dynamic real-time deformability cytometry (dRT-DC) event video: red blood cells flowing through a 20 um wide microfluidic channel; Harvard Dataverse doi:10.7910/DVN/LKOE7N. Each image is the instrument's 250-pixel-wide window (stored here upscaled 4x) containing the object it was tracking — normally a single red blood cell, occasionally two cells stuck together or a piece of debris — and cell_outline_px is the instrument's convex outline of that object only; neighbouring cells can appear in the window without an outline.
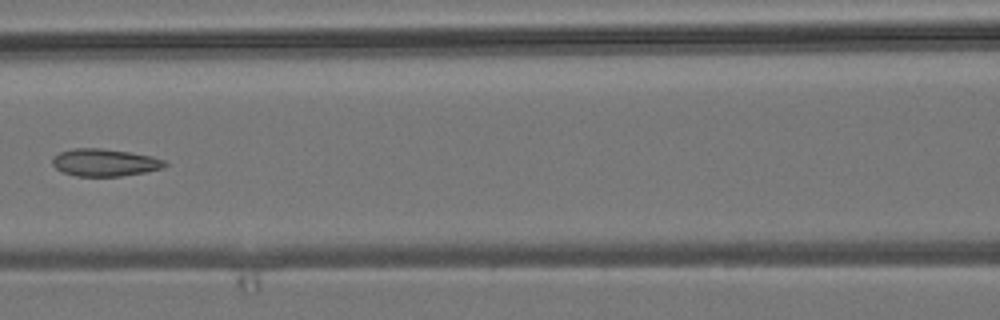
{"species": "common noctule bat (a hibernating species)", "species_latin": "Nyctalus noctula", "temperature_condition": "room temperature", "stored_images_in_passage": 6, "camera_frame_rate_fps": 3000, "um_per_image_px": 0.085, "animal": {"sex": "male", "body_mass_g": 19.2, "forearm_length_mm": 51.8}, "frame": {"image": 1, "passage_image": 6, "time_ms": 7.333, "image_size_px": [1000, 320], "cell_outline_px": [[168, 164], [164, 168], [144, 172], [120, 176], [76, 176], [64, 172], [56, 168], [52, 164], [52, 156], [60, 152], [72, 148], [100, 148], [128, 152], [152, 156], [164, 160]], "centroid_in_image_um": [8.89, 13.81], "position_along_channel_um": 157.7, "area_um2": 17.92}}